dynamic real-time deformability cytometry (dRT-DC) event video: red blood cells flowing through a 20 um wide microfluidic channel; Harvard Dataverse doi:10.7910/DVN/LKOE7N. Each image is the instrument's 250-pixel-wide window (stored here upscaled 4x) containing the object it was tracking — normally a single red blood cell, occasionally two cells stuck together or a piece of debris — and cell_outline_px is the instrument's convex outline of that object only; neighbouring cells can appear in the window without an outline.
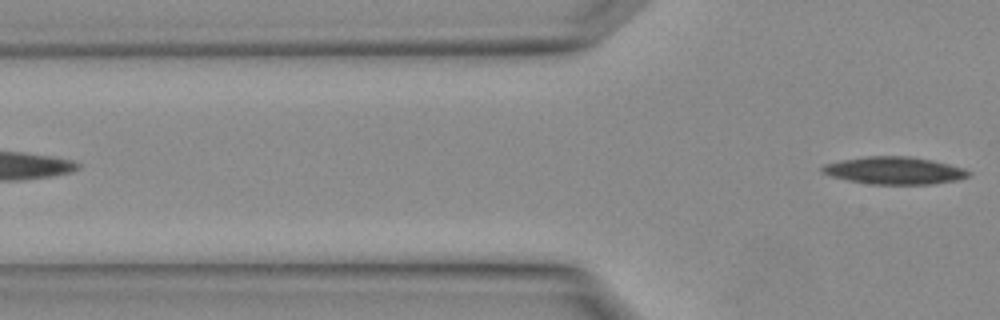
{"species": "Egyptian fruit bat (a non-hibernating species)", "species_latin": "Rousettus aegyptiacus", "temperature_condition": "warm", "stored_images_in_passage": 3, "camera_frame_rate_fps": 3000, "um_per_image_px": 0.085, "animal": {"sex": "female"}, "frame": {"image": 1, "passage_image": 3, "time_ms": 0.667, "image_size_px": [1000, 320], "cell_outline_px": [[972, 172], [968, 176], [956, 180], [932, 184], [872, 184], [848, 180], [832, 176], [820, 172], [820, 168], [824, 164], [840, 160], [868, 156], [912, 156], [932, 160], [964, 168]], "centroid_in_image_um": [76.01, 14.49], "position_along_channel_um": 49.8, "area_um2": 23.35}}